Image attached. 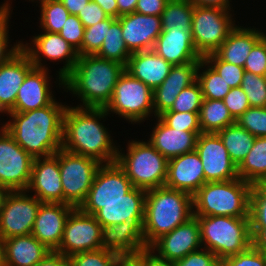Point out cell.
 Masks as SVG:
<instances>
[{"label":"cell","instance_id":"6da1fadb","mask_svg":"<svg viewBox=\"0 0 266 266\" xmlns=\"http://www.w3.org/2000/svg\"><path fill=\"white\" fill-rule=\"evenodd\" d=\"M67 105L55 99L48 105L27 112H9L11 121L3 127L33 158L47 157L62 148L63 117Z\"/></svg>","mask_w":266,"mask_h":266},{"label":"cell","instance_id":"7a4b0ae2","mask_svg":"<svg viewBox=\"0 0 266 266\" xmlns=\"http://www.w3.org/2000/svg\"><path fill=\"white\" fill-rule=\"evenodd\" d=\"M107 115L105 108L67 106L63 117L62 149L93 158L100 164L116 162L118 148L100 123Z\"/></svg>","mask_w":266,"mask_h":266},{"label":"cell","instance_id":"3957f363","mask_svg":"<svg viewBox=\"0 0 266 266\" xmlns=\"http://www.w3.org/2000/svg\"><path fill=\"white\" fill-rule=\"evenodd\" d=\"M124 71L125 65L119 62L96 55H82L63 79V85L81 99L83 104L79 107L105 108Z\"/></svg>","mask_w":266,"mask_h":266},{"label":"cell","instance_id":"277c9868","mask_svg":"<svg viewBox=\"0 0 266 266\" xmlns=\"http://www.w3.org/2000/svg\"><path fill=\"white\" fill-rule=\"evenodd\" d=\"M193 216L192 196L166 186L146 190L142 232L148 248Z\"/></svg>","mask_w":266,"mask_h":266},{"label":"cell","instance_id":"5b68a950","mask_svg":"<svg viewBox=\"0 0 266 266\" xmlns=\"http://www.w3.org/2000/svg\"><path fill=\"white\" fill-rule=\"evenodd\" d=\"M251 188L241 178L205 183L192 196L193 215L249 217Z\"/></svg>","mask_w":266,"mask_h":266},{"label":"cell","instance_id":"8992f818","mask_svg":"<svg viewBox=\"0 0 266 266\" xmlns=\"http://www.w3.org/2000/svg\"><path fill=\"white\" fill-rule=\"evenodd\" d=\"M196 217L202 245L220 260L244 252L253 244L249 217Z\"/></svg>","mask_w":266,"mask_h":266},{"label":"cell","instance_id":"52a82bcc","mask_svg":"<svg viewBox=\"0 0 266 266\" xmlns=\"http://www.w3.org/2000/svg\"><path fill=\"white\" fill-rule=\"evenodd\" d=\"M116 162L133 187L149 190L165 186L168 159L149 142L131 141L126 154L118 148Z\"/></svg>","mask_w":266,"mask_h":266},{"label":"cell","instance_id":"ba28073f","mask_svg":"<svg viewBox=\"0 0 266 266\" xmlns=\"http://www.w3.org/2000/svg\"><path fill=\"white\" fill-rule=\"evenodd\" d=\"M55 155L59 159L63 204L79 208L86 199L101 164L93 158L77 155L62 148Z\"/></svg>","mask_w":266,"mask_h":266},{"label":"cell","instance_id":"9c48e42d","mask_svg":"<svg viewBox=\"0 0 266 266\" xmlns=\"http://www.w3.org/2000/svg\"><path fill=\"white\" fill-rule=\"evenodd\" d=\"M131 123H140L153 111V90L127 71L120 76L113 95L105 107Z\"/></svg>","mask_w":266,"mask_h":266},{"label":"cell","instance_id":"30bf717a","mask_svg":"<svg viewBox=\"0 0 266 266\" xmlns=\"http://www.w3.org/2000/svg\"><path fill=\"white\" fill-rule=\"evenodd\" d=\"M229 10L194 6L192 39L198 54L204 58L214 53L236 27Z\"/></svg>","mask_w":266,"mask_h":266},{"label":"cell","instance_id":"8fae6325","mask_svg":"<svg viewBox=\"0 0 266 266\" xmlns=\"http://www.w3.org/2000/svg\"><path fill=\"white\" fill-rule=\"evenodd\" d=\"M132 188L131 181L117 162L101 164L79 209L86 214L95 215L105 202L122 199Z\"/></svg>","mask_w":266,"mask_h":266},{"label":"cell","instance_id":"7c38bea8","mask_svg":"<svg viewBox=\"0 0 266 266\" xmlns=\"http://www.w3.org/2000/svg\"><path fill=\"white\" fill-rule=\"evenodd\" d=\"M26 190L11 191L0 209V237L29 235L42 202Z\"/></svg>","mask_w":266,"mask_h":266},{"label":"cell","instance_id":"4fadbf2b","mask_svg":"<svg viewBox=\"0 0 266 266\" xmlns=\"http://www.w3.org/2000/svg\"><path fill=\"white\" fill-rule=\"evenodd\" d=\"M34 158L21 148L8 131L0 130V185L11 191L26 190Z\"/></svg>","mask_w":266,"mask_h":266},{"label":"cell","instance_id":"5bb4252c","mask_svg":"<svg viewBox=\"0 0 266 266\" xmlns=\"http://www.w3.org/2000/svg\"><path fill=\"white\" fill-rule=\"evenodd\" d=\"M102 248V226L94 215L75 208L69 215L61 244L56 252L67 257L72 254Z\"/></svg>","mask_w":266,"mask_h":266},{"label":"cell","instance_id":"9a60e30c","mask_svg":"<svg viewBox=\"0 0 266 266\" xmlns=\"http://www.w3.org/2000/svg\"><path fill=\"white\" fill-rule=\"evenodd\" d=\"M195 150L201 159L206 183L239 178L237 165L217 133H200Z\"/></svg>","mask_w":266,"mask_h":266},{"label":"cell","instance_id":"2e32d148","mask_svg":"<svg viewBox=\"0 0 266 266\" xmlns=\"http://www.w3.org/2000/svg\"><path fill=\"white\" fill-rule=\"evenodd\" d=\"M200 227L196 216L177 226L171 232L160 236L148 250L158 252L154 255L162 260L175 262L189 253L201 249Z\"/></svg>","mask_w":266,"mask_h":266},{"label":"cell","instance_id":"e0dca14e","mask_svg":"<svg viewBox=\"0 0 266 266\" xmlns=\"http://www.w3.org/2000/svg\"><path fill=\"white\" fill-rule=\"evenodd\" d=\"M44 32L33 36V46L30 47L29 44L22 43L21 48L29 55L34 67L46 69L41 63L43 56L50 61L65 60L66 64L58 72L59 85H63V79L71 72L78 60V52L59 33Z\"/></svg>","mask_w":266,"mask_h":266},{"label":"cell","instance_id":"ac0fdd59","mask_svg":"<svg viewBox=\"0 0 266 266\" xmlns=\"http://www.w3.org/2000/svg\"><path fill=\"white\" fill-rule=\"evenodd\" d=\"M30 190L42 203H63L59 159L55 154L34 158L26 191Z\"/></svg>","mask_w":266,"mask_h":266},{"label":"cell","instance_id":"d6986e66","mask_svg":"<svg viewBox=\"0 0 266 266\" xmlns=\"http://www.w3.org/2000/svg\"><path fill=\"white\" fill-rule=\"evenodd\" d=\"M117 19L121 24L123 40L131 53L152 50L163 31L161 16L133 12Z\"/></svg>","mask_w":266,"mask_h":266},{"label":"cell","instance_id":"ffe728a7","mask_svg":"<svg viewBox=\"0 0 266 266\" xmlns=\"http://www.w3.org/2000/svg\"><path fill=\"white\" fill-rule=\"evenodd\" d=\"M75 208L63 203H42L31 234L51 251H56L70 213Z\"/></svg>","mask_w":266,"mask_h":266},{"label":"cell","instance_id":"44dd1931","mask_svg":"<svg viewBox=\"0 0 266 266\" xmlns=\"http://www.w3.org/2000/svg\"><path fill=\"white\" fill-rule=\"evenodd\" d=\"M205 183L203 165L196 150L168 160L166 187L193 196Z\"/></svg>","mask_w":266,"mask_h":266},{"label":"cell","instance_id":"7402d4cb","mask_svg":"<svg viewBox=\"0 0 266 266\" xmlns=\"http://www.w3.org/2000/svg\"><path fill=\"white\" fill-rule=\"evenodd\" d=\"M172 66L200 62L202 57L195 49L191 29L163 30L152 49Z\"/></svg>","mask_w":266,"mask_h":266},{"label":"cell","instance_id":"603a6c76","mask_svg":"<svg viewBox=\"0 0 266 266\" xmlns=\"http://www.w3.org/2000/svg\"><path fill=\"white\" fill-rule=\"evenodd\" d=\"M33 67L29 55L22 48L0 65V113H9L14 108L18 90Z\"/></svg>","mask_w":266,"mask_h":266},{"label":"cell","instance_id":"cb8c5ba5","mask_svg":"<svg viewBox=\"0 0 266 266\" xmlns=\"http://www.w3.org/2000/svg\"><path fill=\"white\" fill-rule=\"evenodd\" d=\"M200 62L172 66L163 83L153 90L154 116L169 110L178 94L197 80Z\"/></svg>","mask_w":266,"mask_h":266},{"label":"cell","instance_id":"d4e9b609","mask_svg":"<svg viewBox=\"0 0 266 266\" xmlns=\"http://www.w3.org/2000/svg\"><path fill=\"white\" fill-rule=\"evenodd\" d=\"M144 220H127L102 227V248L121 255L138 254L147 250L142 225Z\"/></svg>","mask_w":266,"mask_h":266},{"label":"cell","instance_id":"484cf974","mask_svg":"<svg viewBox=\"0 0 266 266\" xmlns=\"http://www.w3.org/2000/svg\"><path fill=\"white\" fill-rule=\"evenodd\" d=\"M48 67H33L21 84L10 112H27L48 106L55 98L50 91Z\"/></svg>","mask_w":266,"mask_h":266},{"label":"cell","instance_id":"4316f807","mask_svg":"<svg viewBox=\"0 0 266 266\" xmlns=\"http://www.w3.org/2000/svg\"><path fill=\"white\" fill-rule=\"evenodd\" d=\"M146 190L133 187L114 202H105L94 215L102 227L118 224L127 220H144Z\"/></svg>","mask_w":266,"mask_h":266},{"label":"cell","instance_id":"83f0119b","mask_svg":"<svg viewBox=\"0 0 266 266\" xmlns=\"http://www.w3.org/2000/svg\"><path fill=\"white\" fill-rule=\"evenodd\" d=\"M153 127L149 143L168 160L195 150L197 137L202 131H181L167 126L159 117Z\"/></svg>","mask_w":266,"mask_h":266},{"label":"cell","instance_id":"f1b7e54d","mask_svg":"<svg viewBox=\"0 0 266 266\" xmlns=\"http://www.w3.org/2000/svg\"><path fill=\"white\" fill-rule=\"evenodd\" d=\"M172 65L153 50L134 52L129 57L125 71L154 90L169 75Z\"/></svg>","mask_w":266,"mask_h":266},{"label":"cell","instance_id":"f546056e","mask_svg":"<svg viewBox=\"0 0 266 266\" xmlns=\"http://www.w3.org/2000/svg\"><path fill=\"white\" fill-rule=\"evenodd\" d=\"M264 36L263 32L256 31L255 28L236 25L214 54L220 60L244 67L247 56Z\"/></svg>","mask_w":266,"mask_h":266},{"label":"cell","instance_id":"4dcf8cb0","mask_svg":"<svg viewBox=\"0 0 266 266\" xmlns=\"http://www.w3.org/2000/svg\"><path fill=\"white\" fill-rule=\"evenodd\" d=\"M3 241L6 266H35L51 251L32 234Z\"/></svg>","mask_w":266,"mask_h":266},{"label":"cell","instance_id":"1f68e13d","mask_svg":"<svg viewBox=\"0 0 266 266\" xmlns=\"http://www.w3.org/2000/svg\"><path fill=\"white\" fill-rule=\"evenodd\" d=\"M238 176L250 183L266 182V137H256L254 145L237 166Z\"/></svg>","mask_w":266,"mask_h":266},{"label":"cell","instance_id":"d6a6232c","mask_svg":"<svg viewBox=\"0 0 266 266\" xmlns=\"http://www.w3.org/2000/svg\"><path fill=\"white\" fill-rule=\"evenodd\" d=\"M227 149L231 160L238 166L252 149L255 136L241 127L237 122L217 132Z\"/></svg>","mask_w":266,"mask_h":266},{"label":"cell","instance_id":"836d02e7","mask_svg":"<svg viewBox=\"0 0 266 266\" xmlns=\"http://www.w3.org/2000/svg\"><path fill=\"white\" fill-rule=\"evenodd\" d=\"M235 122L223 100L203 98L199 112L202 133H217Z\"/></svg>","mask_w":266,"mask_h":266},{"label":"cell","instance_id":"e575fe53","mask_svg":"<svg viewBox=\"0 0 266 266\" xmlns=\"http://www.w3.org/2000/svg\"><path fill=\"white\" fill-rule=\"evenodd\" d=\"M131 54L123 40L120 21L116 19L107 28V35L104 38L100 50L95 55L103 59L119 62L126 66Z\"/></svg>","mask_w":266,"mask_h":266},{"label":"cell","instance_id":"d590c367","mask_svg":"<svg viewBox=\"0 0 266 266\" xmlns=\"http://www.w3.org/2000/svg\"><path fill=\"white\" fill-rule=\"evenodd\" d=\"M193 12L190 0H169L161 14L162 30L191 29Z\"/></svg>","mask_w":266,"mask_h":266},{"label":"cell","instance_id":"8d00e7d4","mask_svg":"<svg viewBox=\"0 0 266 266\" xmlns=\"http://www.w3.org/2000/svg\"><path fill=\"white\" fill-rule=\"evenodd\" d=\"M207 65L203 72L199 70ZM197 81L200 84L203 98L223 100L231 87L203 58L200 60L197 70Z\"/></svg>","mask_w":266,"mask_h":266},{"label":"cell","instance_id":"74e56055","mask_svg":"<svg viewBox=\"0 0 266 266\" xmlns=\"http://www.w3.org/2000/svg\"><path fill=\"white\" fill-rule=\"evenodd\" d=\"M40 26L46 32L59 33L70 15L60 0H49L40 5Z\"/></svg>","mask_w":266,"mask_h":266},{"label":"cell","instance_id":"f35d334b","mask_svg":"<svg viewBox=\"0 0 266 266\" xmlns=\"http://www.w3.org/2000/svg\"><path fill=\"white\" fill-rule=\"evenodd\" d=\"M115 20L116 18L108 17L97 24L86 27L81 48L77 51L78 55H95L103 44L104 38L107 35V28H109Z\"/></svg>","mask_w":266,"mask_h":266},{"label":"cell","instance_id":"ab89813d","mask_svg":"<svg viewBox=\"0 0 266 266\" xmlns=\"http://www.w3.org/2000/svg\"><path fill=\"white\" fill-rule=\"evenodd\" d=\"M240 87L246 93L251 107H266V76L245 71Z\"/></svg>","mask_w":266,"mask_h":266},{"label":"cell","instance_id":"60d3db41","mask_svg":"<svg viewBox=\"0 0 266 266\" xmlns=\"http://www.w3.org/2000/svg\"><path fill=\"white\" fill-rule=\"evenodd\" d=\"M121 254L107 249L85 251L72 254L69 259L71 266H116Z\"/></svg>","mask_w":266,"mask_h":266},{"label":"cell","instance_id":"b9f144b4","mask_svg":"<svg viewBox=\"0 0 266 266\" xmlns=\"http://www.w3.org/2000/svg\"><path fill=\"white\" fill-rule=\"evenodd\" d=\"M203 94L200 84L196 80L190 86L184 88L176 97L173 105L167 111L174 112H200Z\"/></svg>","mask_w":266,"mask_h":266},{"label":"cell","instance_id":"7bdbcfd3","mask_svg":"<svg viewBox=\"0 0 266 266\" xmlns=\"http://www.w3.org/2000/svg\"><path fill=\"white\" fill-rule=\"evenodd\" d=\"M210 66L218 72L223 80L231 87H239L242 82L244 67L220 60L214 53L203 58Z\"/></svg>","mask_w":266,"mask_h":266},{"label":"cell","instance_id":"ee69618b","mask_svg":"<svg viewBox=\"0 0 266 266\" xmlns=\"http://www.w3.org/2000/svg\"><path fill=\"white\" fill-rule=\"evenodd\" d=\"M236 122L255 137H266V107H249Z\"/></svg>","mask_w":266,"mask_h":266},{"label":"cell","instance_id":"f6af8a7d","mask_svg":"<svg viewBox=\"0 0 266 266\" xmlns=\"http://www.w3.org/2000/svg\"><path fill=\"white\" fill-rule=\"evenodd\" d=\"M167 126L183 131H201L199 112L165 111L158 116Z\"/></svg>","mask_w":266,"mask_h":266},{"label":"cell","instance_id":"bcb514c9","mask_svg":"<svg viewBox=\"0 0 266 266\" xmlns=\"http://www.w3.org/2000/svg\"><path fill=\"white\" fill-rule=\"evenodd\" d=\"M249 218L250 224H266V182L252 184Z\"/></svg>","mask_w":266,"mask_h":266},{"label":"cell","instance_id":"7dc6e473","mask_svg":"<svg viewBox=\"0 0 266 266\" xmlns=\"http://www.w3.org/2000/svg\"><path fill=\"white\" fill-rule=\"evenodd\" d=\"M10 9V4L7 2L0 7V65L7 62L22 47V42H18L16 45L14 44L11 49L8 50L7 48L9 47L8 21L10 18Z\"/></svg>","mask_w":266,"mask_h":266},{"label":"cell","instance_id":"c3c4849f","mask_svg":"<svg viewBox=\"0 0 266 266\" xmlns=\"http://www.w3.org/2000/svg\"><path fill=\"white\" fill-rule=\"evenodd\" d=\"M220 263L223 266H266V254L252 244L244 252L228 256Z\"/></svg>","mask_w":266,"mask_h":266},{"label":"cell","instance_id":"681fc988","mask_svg":"<svg viewBox=\"0 0 266 266\" xmlns=\"http://www.w3.org/2000/svg\"><path fill=\"white\" fill-rule=\"evenodd\" d=\"M244 70L266 76V35L253 47L244 64Z\"/></svg>","mask_w":266,"mask_h":266},{"label":"cell","instance_id":"f907efd6","mask_svg":"<svg viewBox=\"0 0 266 266\" xmlns=\"http://www.w3.org/2000/svg\"><path fill=\"white\" fill-rule=\"evenodd\" d=\"M85 27L77 15H69L59 35L77 51L81 48Z\"/></svg>","mask_w":266,"mask_h":266},{"label":"cell","instance_id":"816d5d0a","mask_svg":"<svg viewBox=\"0 0 266 266\" xmlns=\"http://www.w3.org/2000/svg\"><path fill=\"white\" fill-rule=\"evenodd\" d=\"M229 113L236 121L250 106L248 97L243 89L239 87L231 88L223 99Z\"/></svg>","mask_w":266,"mask_h":266},{"label":"cell","instance_id":"f5cc1de1","mask_svg":"<svg viewBox=\"0 0 266 266\" xmlns=\"http://www.w3.org/2000/svg\"><path fill=\"white\" fill-rule=\"evenodd\" d=\"M174 263L176 266H217L220 259L211 251L202 247Z\"/></svg>","mask_w":266,"mask_h":266},{"label":"cell","instance_id":"db71d44e","mask_svg":"<svg viewBox=\"0 0 266 266\" xmlns=\"http://www.w3.org/2000/svg\"><path fill=\"white\" fill-rule=\"evenodd\" d=\"M84 27H89L107 19L109 16L94 1L90 0L77 14Z\"/></svg>","mask_w":266,"mask_h":266},{"label":"cell","instance_id":"11a10c76","mask_svg":"<svg viewBox=\"0 0 266 266\" xmlns=\"http://www.w3.org/2000/svg\"><path fill=\"white\" fill-rule=\"evenodd\" d=\"M169 0H138L135 12L144 15L161 16Z\"/></svg>","mask_w":266,"mask_h":266},{"label":"cell","instance_id":"9f6ffc18","mask_svg":"<svg viewBox=\"0 0 266 266\" xmlns=\"http://www.w3.org/2000/svg\"><path fill=\"white\" fill-rule=\"evenodd\" d=\"M253 245L266 254V224H250Z\"/></svg>","mask_w":266,"mask_h":266},{"label":"cell","instance_id":"6f0895ef","mask_svg":"<svg viewBox=\"0 0 266 266\" xmlns=\"http://www.w3.org/2000/svg\"><path fill=\"white\" fill-rule=\"evenodd\" d=\"M35 266H71V263L69 257L56 251H50Z\"/></svg>","mask_w":266,"mask_h":266},{"label":"cell","instance_id":"680465c9","mask_svg":"<svg viewBox=\"0 0 266 266\" xmlns=\"http://www.w3.org/2000/svg\"><path fill=\"white\" fill-rule=\"evenodd\" d=\"M116 266H146V250L138 254L120 255Z\"/></svg>","mask_w":266,"mask_h":266},{"label":"cell","instance_id":"91938a15","mask_svg":"<svg viewBox=\"0 0 266 266\" xmlns=\"http://www.w3.org/2000/svg\"><path fill=\"white\" fill-rule=\"evenodd\" d=\"M194 6L200 7H210V8H219L230 10V1L229 0H190Z\"/></svg>","mask_w":266,"mask_h":266},{"label":"cell","instance_id":"94428289","mask_svg":"<svg viewBox=\"0 0 266 266\" xmlns=\"http://www.w3.org/2000/svg\"><path fill=\"white\" fill-rule=\"evenodd\" d=\"M97 3L104 12L113 18H118V6L116 0H92Z\"/></svg>","mask_w":266,"mask_h":266},{"label":"cell","instance_id":"6125c7cd","mask_svg":"<svg viewBox=\"0 0 266 266\" xmlns=\"http://www.w3.org/2000/svg\"><path fill=\"white\" fill-rule=\"evenodd\" d=\"M90 0H60L70 15H77Z\"/></svg>","mask_w":266,"mask_h":266},{"label":"cell","instance_id":"be15d7a7","mask_svg":"<svg viewBox=\"0 0 266 266\" xmlns=\"http://www.w3.org/2000/svg\"><path fill=\"white\" fill-rule=\"evenodd\" d=\"M138 0H116L118 6V18L135 12Z\"/></svg>","mask_w":266,"mask_h":266},{"label":"cell","instance_id":"e7e4bbea","mask_svg":"<svg viewBox=\"0 0 266 266\" xmlns=\"http://www.w3.org/2000/svg\"><path fill=\"white\" fill-rule=\"evenodd\" d=\"M154 253L148 249L146 250V266H176L174 262L157 258Z\"/></svg>","mask_w":266,"mask_h":266},{"label":"cell","instance_id":"03108f58","mask_svg":"<svg viewBox=\"0 0 266 266\" xmlns=\"http://www.w3.org/2000/svg\"><path fill=\"white\" fill-rule=\"evenodd\" d=\"M10 192H11V190L9 188L0 185V209L4 205L5 200H6V198Z\"/></svg>","mask_w":266,"mask_h":266},{"label":"cell","instance_id":"003e7915","mask_svg":"<svg viewBox=\"0 0 266 266\" xmlns=\"http://www.w3.org/2000/svg\"><path fill=\"white\" fill-rule=\"evenodd\" d=\"M0 266H6L4 241L0 237Z\"/></svg>","mask_w":266,"mask_h":266},{"label":"cell","instance_id":"a7ac6f4b","mask_svg":"<svg viewBox=\"0 0 266 266\" xmlns=\"http://www.w3.org/2000/svg\"><path fill=\"white\" fill-rule=\"evenodd\" d=\"M32 1V0H31ZM34 1V0H33ZM46 1H49V0H40L39 3H43V2H46Z\"/></svg>","mask_w":266,"mask_h":266}]
</instances>
